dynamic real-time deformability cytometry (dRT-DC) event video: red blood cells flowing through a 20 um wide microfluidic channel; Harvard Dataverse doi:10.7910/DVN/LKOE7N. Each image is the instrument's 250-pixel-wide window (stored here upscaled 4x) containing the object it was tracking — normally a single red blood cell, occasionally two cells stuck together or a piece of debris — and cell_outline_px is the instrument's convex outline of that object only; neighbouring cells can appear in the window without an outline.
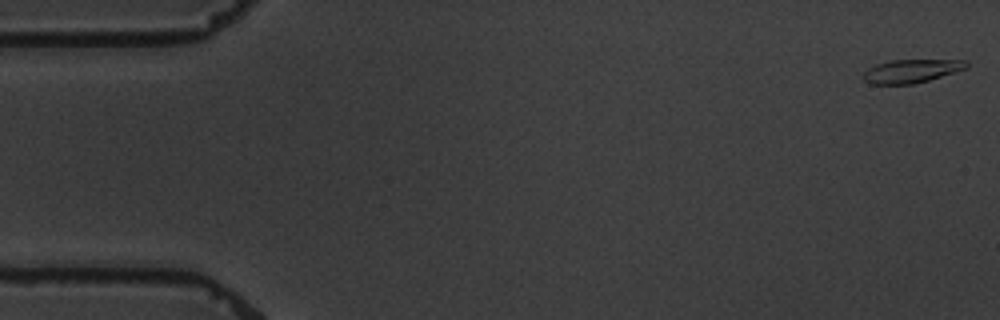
{"species": "common noctule bat (a hibernating species)", "species_latin": "Nyctalus noctula", "temperature_condition": "warm", "stored_images_in_passage": 5, "camera_frame_rate_fps": 3000, "um_per_image_px": 0.085, "animal": {"sex": "male", "body_mass_g": 19.5, "forearm_length_mm": 54.6}, "frame": {"image": 1, "passage_image": 1, "time_ms": 0.0, "image_size_px": [1000, 320], "cell_outline_px": [[968, 68], [928, 80], [912, 84], [868, 84], [864, 80], [864, 72], [868, 68], [876, 64], [892, 60], [968, 60]], "centroid_in_image_um": [77.47, 6.03], "position_along_channel_um": 7.5, "area_um2": 13.99}}
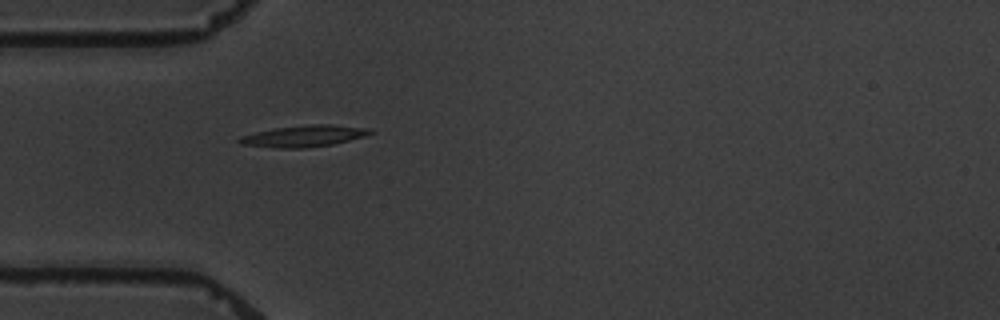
{"frame": {"image": 2, "passage_image": 5, "time_ms": 5.333, "image_size_px": [1000, 320], "cell_outline_px": [[376, 132], [364, 136], [332, 144], [304, 148], [276, 148], [240, 144], [236, 140], [240, 136], [256, 132], [276, 128], [308, 124], [332, 124], [372, 128]], "centroid_in_image_um": [25.86, 11.55], "position_along_channel_um": 59.1, "area_um2": 16.47}}